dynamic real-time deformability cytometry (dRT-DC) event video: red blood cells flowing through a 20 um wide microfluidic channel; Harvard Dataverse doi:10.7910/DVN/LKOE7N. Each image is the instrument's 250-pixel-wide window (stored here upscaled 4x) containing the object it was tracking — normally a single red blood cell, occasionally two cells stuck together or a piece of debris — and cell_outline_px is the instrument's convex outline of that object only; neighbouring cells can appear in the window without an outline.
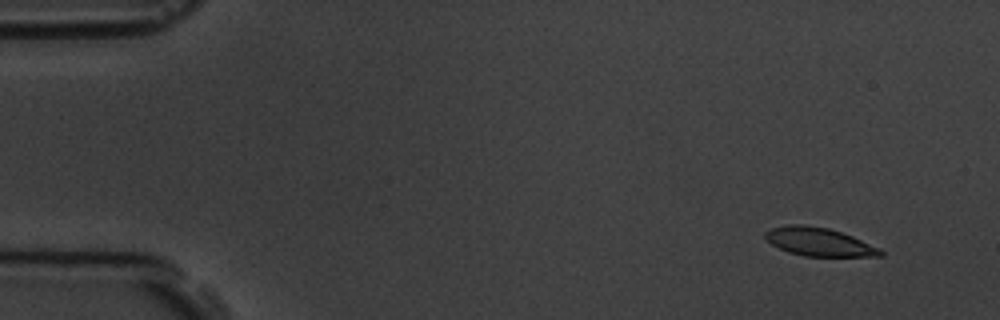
{"species": "common noctule bat (a hibernating species)", "species_latin": "Nyctalus noctula", "temperature_condition": "room temperature", "stored_images_in_passage": 5, "camera_frame_rate_fps": 3000, "um_per_image_px": 0.085, "animal": {"sex": "male", "body_mass_g": 19.5, "forearm_length_mm": 54.6}, "frame": {"image": 1, "passage_image": 2, "time_ms": 1.0, "image_size_px": [1000, 320], "cell_outline_px": [[884, 256], [804, 256], [788, 252], [772, 244], [764, 236], [764, 232], [772, 228], [788, 224], [804, 224], [828, 228], [852, 236], [880, 248], [884, 252]], "centroid_in_image_um": [69.62, 20.55], "position_along_channel_um": 15.4, "area_um2": 18.96}}
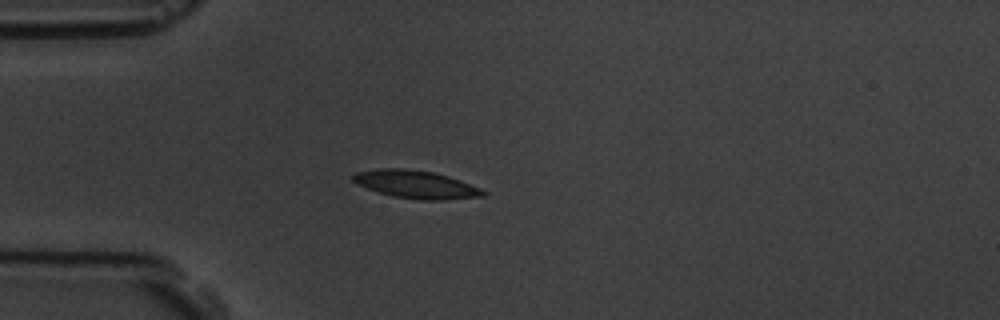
{"frame": {"image": 2, "passage_image": 5, "time_ms": 4.667, "image_size_px": [1000, 320], "cell_outline_px": [[488, 196], [444, 200], [420, 200], [392, 196], [356, 184], [352, 180], [352, 176], [356, 172], [380, 168], [404, 168], [432, 172], [448, 176], [460, 180], [480, 188], [488, 192]], "centroid_in_image_um": [35.39, 15.68], "position_along_channel_um": 49.6, "area_um2": 21.21}}